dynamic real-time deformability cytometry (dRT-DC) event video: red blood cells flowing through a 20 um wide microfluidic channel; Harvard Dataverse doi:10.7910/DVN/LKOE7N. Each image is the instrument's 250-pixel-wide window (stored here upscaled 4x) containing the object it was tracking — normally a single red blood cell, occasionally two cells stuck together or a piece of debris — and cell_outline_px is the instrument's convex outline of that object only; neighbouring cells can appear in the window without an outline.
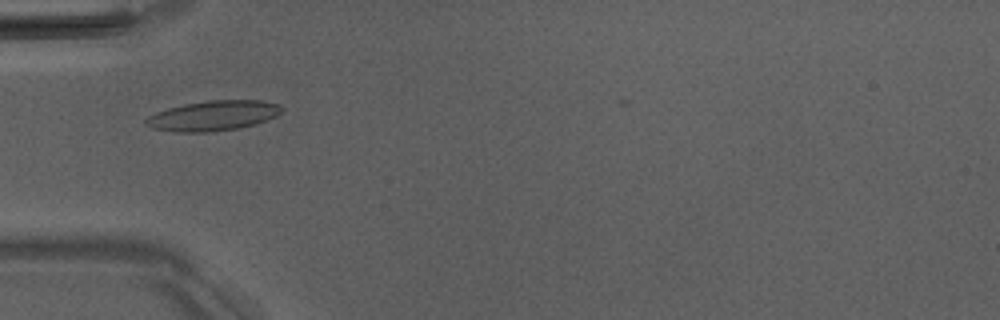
{"species": "Egyptian fruit bat (a non-hibernating species)", "species_latin": "Rousettus aegyptiacus", "temperature_condition": "room temperature", "stored_images_in_passage": 51, "camera_frame_rate_fps": 3000, "um_per_image_px": 0.085, "animal": {"sex": "male"}, "frame": {"image": 1, "passage_image": 16, "time_ms": 5.0, "image_size_px": [1000, 320], "cell_outline_px": [[284, 108], [276, 116], [252, 124], [236, 128], [212, 132], [176, 132], [152, 128], [144, 124], [144, 120], [148, 116], [156, 112], [168, 108], [184, 104], [208, 100], [260, 100], [280, 104]], "centroid_in_image_um": [18.08, 9.82], "position_along_channel_um": 66.9, "area_um2": 23.7}}
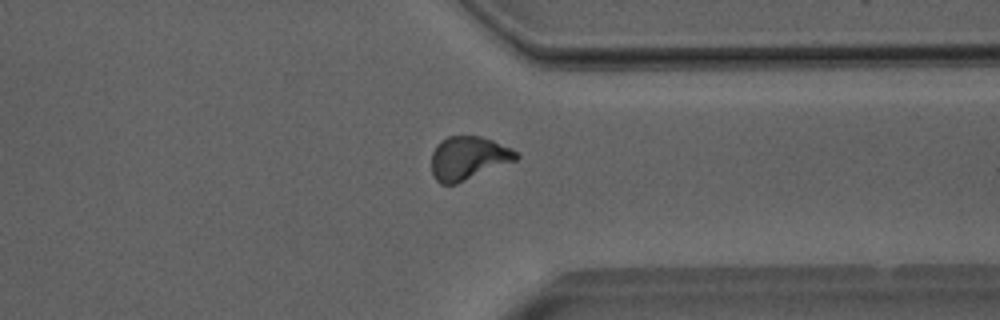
{"frame": {"image": 2, "passage_image": 39, "time_ms": 12.667, "image_size_px": [1000, 320], "cell_outline_px": [[520, 156], [516, 160], [456, 184], [440, 184], [436, 180], [432, 172], [432, 152], [436, 144], [440, 140], [448, 136], [480, 136], [492, 140], [512, 148]], "centroid_in_image_um": [39.78, 13.43], "position_along_channel_um": 371.6, "area_um2": 21.39}}
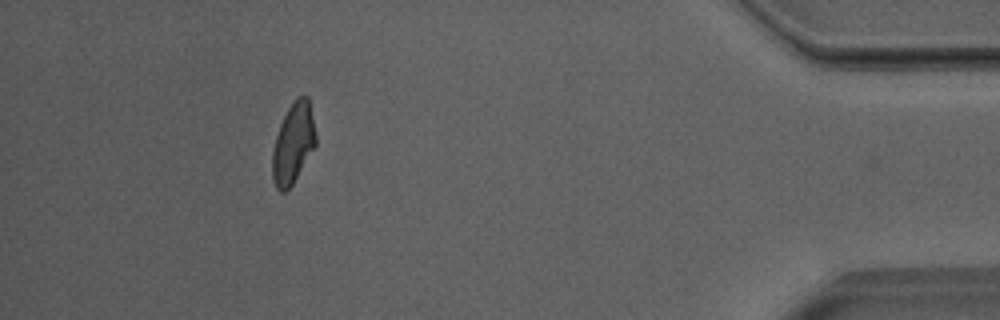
{"frame": {"image": 3, "passage_image": 46, "time_ms": 15.0, "image_size_px": [1000, 320], "cell_outline_px": [[316, 144], [292, 184], [284, 192], [280, 192], [276, 188], [272, 180], [272, 152], [276, 136], [280, 124], [288, 108], [296, 96], [308, 96], [316, 136]], "centroid_in_image_um": [24.9, 12.18], "position_along_channel_um": 410.3, "area_um2": 20.11}, "authors_computed_cell_mechanics": {"area_um2": 21.097, "velocity_mm_per_s": 4.0058, "shape_relaxation_time_tau1_ms": 6.5705, "shape_relaxation_time_tau2_ms": 2.7335, "deformation_change_tau1": 0.1806, "deformation_change_tau2": 0.0742}}